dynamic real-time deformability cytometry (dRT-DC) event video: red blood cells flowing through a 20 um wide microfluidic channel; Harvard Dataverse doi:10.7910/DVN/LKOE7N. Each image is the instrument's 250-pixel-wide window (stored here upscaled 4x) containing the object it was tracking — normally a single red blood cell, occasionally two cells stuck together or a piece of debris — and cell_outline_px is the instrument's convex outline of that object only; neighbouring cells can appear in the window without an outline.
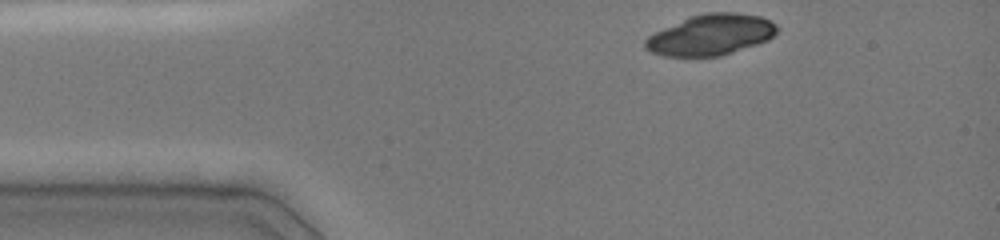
{"species": "common noctule bat (a hibernating species)", "species_latin": "Nyctalus noctula", "temperature_condition": "cold", "stored_images_in_passage": 35, "camera_frame_rate_fps": 3000, "um_per_image_px": 0.085, "animal": {"sex": "female", "body_mass_g": 19.0, "forearm_length_mm": 51.5}, "frame": {"image": 1, "passage_image": 1, "time_ms": 0.0, "image_size_px": [1000, 240], "cell_outline_px": [[776, 32], [768, 40], [720, 56], [664, 56], [652, 52], [644, 48], [644, 40], [648, 36], [664, 28], [692, 16], [704, 12], [736, 12], [760, 16], [776, 24]], "centroid_in_image_um": [60.41, 2.96], "position_along_channel_um": 24.6, "area_um2": 30.98}}